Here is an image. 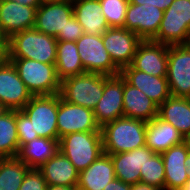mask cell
Segmentation results:
<instances>
[{
	"label": "cell",
	"instance_id": "cell-33",
	"mask_svg": "<svg viewBox=\"0 0 190 190\" xmlns=\"http://www.w3.org/2000/svg\"><path fill=\"white\" fill-rule=\"evenodd\" d=\"M16 126L19 138V148H21L27 142H30L33 139L38 138L33 137L32 123L30 119L21 110H16Z\"/></svg>",
	"mask_w": 190,
	"mask_h": 190
},
{
	"label": "cell",
	"instance_id": "cell-14",
	"mask_svg": "<svg viewBox=\"0 0 190 190\" xmlns=\"http://www.w3.org/2000/svg\"><path fill=\"white\" fill-rule=\"evenodd\" d=\"M164 11L156 6L129 3L127 6L125 25L142 40H153L159 30Z\"/></svg>",
	"mask_w": 190,
	"mask_h": 190
},
{
	"label": "cell",
	"instance_id": "cell-11",
	"mask_svg": "<svg viewBox=\"0 0 190 190\" xmlns=\"http://www.w3.org/2000/svg\"><path fill=\"white\" fill-rule=\"evenodd\" d=\"M103 45L113 63L122 70L130 66L142 39L123 27H110L103 34Z\"/></svg>",
	"mask_w": 190,
	"mask_h": 190
},
{
	"label": "cell",
	"instance_id": "cell-8",
	"mask_svg": "<svg viewBox=\"0 0 190 190\" xmlns=\"http://www.w3.org/2000/svg\"><path fill=\"white\" fill-rule=\"evenodd\" d=\"M78 54L85 72L106 76L119 75L121 70L113 63L103 45L102 35L83 34L76 41Z\"/></svg>",
	"mask_w": 190,
	"mask_h": 190
},
{
	"label": "cell",
	"instance_id": "cell-9",
	"mask_svg": "<svg viewBox=\"0 0 190 190\" xmlns=\"http://www.w3.org/2000/svg\"><path fill=\"white\" fill-rule=\"evenodd\" d=\"M167 81L171 95L190 98V45H168Z\"/></svg>",
	"mask_w": 190,
	"mask_h": 190
},
{
	"label": "cell",
	"instance_id": "cell-43",
	"mask_svg": "<svg viewBox=\"0 0 190 190\" xmlns=\"http://www.w3.org/2000/svg\"><path fill=\"white\" fill-rule=\"evenodd\" d=\"M0 45H7V39L0 30Z\"/></svg>",
	"mask_w": 190,
	"mask_h": 190
},
{
	"label": "cell",
	"instance_id": "cell-25",
	"mask_svg": "<svg viewBox=\"0 0 190 190\" xmlns=\"http://www.w3.org/2000/svg\"><path fill=\"white\" fill-rule=\"evenodd\" d=\"M158 117L172 124L186 139L190 135V98L171 95L159 106Z\"/></svg>",
	"mask_w": 190,
	"mask_h": 190
},
{
	"label": "cell",
	"instance_id": "cell-17",
	"mask_svg": "<svg viewBox=\"0 0 190 190\" xmlns=\"http://www.w3.org/2000/svg\"><path fill=\"white\" fill-rule=\"evenodd\" d=\"M37 8L18 2L0 1V30L6 39L35 26Z\"/></svg>",
	"mask_w": 190,
	"mask_h": 190
},
{
	"label": "cell",
	"instance_id": "cell-31",
	"mask_svg": "<svg viewBox=\"0 0 190 190\" xmlns=\"http://www.w3.org/2000/svg\"><path fill=\"white\" fill-rule=\"evenodd\" d=\"M140 182L164 190L165 170L161 153H155L147 159L143 169L140 170Z\"/></svg>",
	"mask_w": 190,
	"mask_h": 190
},
{
	"label": "cell",
	"instance_id": "cell-6",
	"mask_svg": "<svg viewBox=\"0 0 190 190\" xmlns=\"http://www.w3.org/2000/svg\"><path fill=\"white\" fill-rule=\"evenodd\" d=\"M59 94L32 96L21 109L30 119L33 137L58 139L57 113Z\"/></svg>",
	"mask_w": 190,
	"mask_h": 190
},
{
	"label": "cell",
	"instance_id": "cell-30",
	"mask_svg": "<svg viewBox=\"0 0 190 190\" xmlns=\"http://www.w3.org/2000/svg\"><path fill=\"white\" fill-rule=\"evenodd\" d=\"M29 169L18 157L0 158V190H19Z\"/></svg>",
	"mask_w": 190,
	"mask_h": 190
},
{
	"label": "cell",
	"instance_id": "cell-10",
	"mask_svg": "<svg viewBox=\"0 0 190 190\" xmlns=\"http://www.w3.org/2000/svg\"><path fill=\"white\" fill-rule=\"evenodd\" d=\"M58 140L75 132L101 131L90 108L65 101L59 94L57 113Z\"/></svg>",
	"mask_w": 190,
	"mask_h": 190
},
{
	"label": "cell",
	"instance_id": "cell-32",
	"mask_svg": "<svg viewBox=\"0 0 190 190\" xmlns=\"http://www.w3.org/2000/svg\"><path fill=\"white\" fill-rule=\"evenodd\" d=\"M109 27H124L129 0H99Z\"/></svg>",
	"mask_w": 190,
	"mask_h": 190
},
{
	"label": "cell",
	"instance_id": "cell-34",
	"mask_svg": "<svg viewBox=\"0 0 190 190\" xmlns=\"http://www.w3.org/2000/svg\"><path fill=\"white\" fill-rule=\"evenodd\" d=\"M47 183L39 169L30 168L19 190H45Z\"/></svg>",
	"mask_w": 190,
	"mask_h": 190
},
{
	"label": "cell",
	"instance_id": "cell-13",
	"mask_svg": "<svg viewBox=\"0 0 190 190\" xmlns=\"http://www.w3.org/2000/svg\"><path fill=\"white\" fill-rule=\"evenodd\" d=\"M95 120L100 128L124 116L123 109V77L104 75V91L93 110Z\"/></svg>",
	"mask_w": 190,
	"mask_h": 190
},
{
	"label": "cell",
	"instance_id": "cell-46",
	"mask_svg": "<svg viewBox=\"0 0 190 190\" xmlns=\"http://www.w3.org/2000/svg\"><path fill=\"white\" fill-rule=\"evenodd\" d=\"M41 3H50V2H55V1H61V0H40Z\"/></svg>",
	"mask_w": 190,
	"mask_h": 190
},
{
	"label": "cell",
	"instance_id": "cell-36",
	"mask_svg": "<svg viewBox=\"0 0 190 190\" xmlns=\"http://www.w3.org/2000/svg\"><path fill=\"white\" fill-rule=\"evenodd\" d=\"M174 0H129L131 4L156 6L162 11H165Z\"/></svg>",
	"mask_w": 190,
	"mask_h": 190
},
{
	"label": "cell",
	"instance_id": "cell-44",
	"mask_svg": "<svg viewBox=\"0 0 190 190\" xmlns=\"http://www.w3.org/2000/svg\"><path fill=\"white\" fill-rule=\"evenodd\" d=\"M9 109L0 102V117L5 114Z\"/></svg>",
	"mask_w": 190,
	"mask_h": 190
},
{
	"label": "cell",
	"instance_id": "cell-7",
	"mask_svg": "<svg viewBox=\"0 0 190 190\" xmlns=\"http://www.w3.org/2000/svg\"><path fill=\"white\" fill-rule=\"evenodd\" d=\"M190 35V0H174L164 11L155 42L166 45L188 44Z\"/></svg>",
	"mask_w": 190,
	"mask_h": 190
},
{
	"label": "cell",
	"instance_id": "cell-38",
	"mask_svg": "<svg viewBox=\"0 0 190 190\" xmlns=\"http://www.w3.org/2000/svg\"><path fill=\"white\" fill-rule=\"evenodd\" d=\"M9 2L15 1L28 7L38 8L42 3L40 0H6Z\"/></svg>",
	"mask_w": 190,
	"mask_h": 190
},
{
	"label": "cell",
	"instance_id": "cell-19",
	"mask_svg": "<svg viewBox=\"0 0 190 190\" xmlns=\"http://www.w3.org/2000/svg\"><path fill=\"white\" fill-rule=\"evenodd\" d=\"M120 75L132 86L141 90L149 99L160 106L171 96L167 77H158L134 69L131 65L124 67Z\"/></svg>",
	"mask_w": 190,
	"mask_h": 190
},
{
	"label": "cell",
	"instance_id": "cell-29",
	"mask_svg": "<svg viewBox=\"0 0 190 190\" xmlns=\"http://www.w3.org/2000/svg\"><path fill=\"white\" fill-rule=\"evenodd\" d=\"M19 149L16 110H8L0 117V158L17 157Z\"/></svg>",
	"mask_w": 190,
	"mask_h": 190
},
{
	"label": "cell",
	"instance_id": "cell-20",
	"mask_svg": "<svg viewBox=\"0 0 190 190\" xmlns=\"http://www.w3.org/2000/svg\"><path fill=\"white\" fill-rule=\"evenodd\" d=\"M189 151L190 148L184 141L161 153L165 170L164 190H180L189 180L185 166Z\"/></svg>",
	"mask_w": 190,
	"mask_h": 190
},
{
	"label": "cell",
	"instance_id": "cell-37",
	"mask_svg": "<svg viewBox=\"0 0 190 190\" xmlns=\"http://www.w3.org/2000/svg\"><path fill=\"white\" fill-rule=\"evenodd\" d=\"M132 185L114 178L103 190H131Z\"/></svg>",
	"mask_w": 190,
	"mask_h": 190
},
{
	"label": "cell",
	"instance_id": "cell-45",
	"mask_svg": "<svg viewBox=\"0 0 190 190\" xmlns=\"http://www.w3.org/2000/svg\"><path fill=\"white\" fill-rule=\"evenodd\" d=\"M180 190H190V179L185 183V185Z\"/></svg>",
	"mask_w": 190,
	"mask_h": 190
},
{
	"label": "cell",
	"instance_id": "cell-12",
	"mask_svg": "<svg viewBox=\"0 0 190 190\" xmlns=\"http://www.w3.org/2000/svg\"><path fill=\"white\" fill-rule=\"evenodd\" d=\"M31 98L15 66L5 57L0 62V102L9 110H21Z\"/></svg>",
	"mask_w": 190,
	"mask_h": 190
},
{
	"label": "cell",
	"instance_id": "cell-23",
	"mask_svg": "<svg viewBox=\"0 0 190 190\" xmlns=\"http://www.w3.org/2000/svg\"><path fill=\"white\" fill-rule=\"evenodd\" d=\"M185 141L179 131L158 116L147 122L145 144L155 153H162Z\"/></svg>",
	"mask_w": 190,
	"mask_h": 190
},
{
	"label": "cell",
	"instance_id": "cell-15",
	"mask_svg": "<svg viewBox=\"0 0 190 190\" xmlns=\"http://www.w3.org/2000/svg\"><path fill=\"white\" fill-rule=\"evenodd\" d=\"M134 69L158 77L167 76L168 45L142 40L130 64Z\"/></svg>",
	"mask_w": 190,
	"mask_h": 190
},
{
	"label": "cell",
	"instance_id": "cell-21",
	"mask_svg": "<svg viewBox=\"0 0 190 190\" xmlns=\"http://www.w3.org/2000/svg\"><path fill=\"white\" fill-rule=\"evenodd\" d=\"M115 177L111 156L102 153L88 168L79 172L77 190H103Z\"/></svg>",
	"mask_w": 190,
	"mask_h": 190
},
{
	"label": "cell",
	"instance_id": "cell-22",
	"mask_svg": "<svg viewBox=\"0 0 190 190\" xmlns=\"http://www.w3.org/2000/svg\"><path fill=\"white\" fill-rule=\"evenodd\" d=\"M158 108L159 106L154 101L123 78V109L125 117L149 122L158 116Z\"/></svg>",
	"mask_w": 190,
	"mask_h": 190
},
{
	"label": "cell",
	"instance_id": "cell-42",
	"mask_svg": "<svg viewBox=\"0 0 190 190\" xmlns=\"http://www.w3.org/2000/svg\"><path fill=\"white\" fill-rule=\"evenodd\" d=\"M185 166L187 167V173H188V176H189V179H190V151L186 157V160H185Z\"/></svg>",
	"mask_w": 190,
	"mask_h": 190
},
{
	"label": "cell",
	"instance_id": "cell-47",
	"mask_svg": "<svg viewBox=\"0 0 190 190\" xmlns=\"http://www.w3.org/2000/svg\"><path fill=\"white\" fill-rule=\"evenodd\" d=\"M185 142L188 144V147L190 148V135L185 139Z\"/></svg>",
	"mask_w": 190,
	"mask_h": 190
},
{
	"label": "cell",
	"instance_id": "cell-41",
	"mask_svg": "<svg viewBox=\"0 0 190 190\" xmlns=\"http://www.w3.org/2000/svg\"><path fill=\"white\" fill-rule=\"evenodd\" d=\"M7 45H0V62L6 57Z\"/></svg>",
	"mask_w": 190,
	"mask_h": 190
},
{
	"label": "cell",
	"instance_id": "cell-35",
	"mask_svg": "<svg viewBox=\"0 0 190 190\" xmlns=\"http://www.w3.org/2000/svg\"><path fill=\"white\" fill-rule=\"evenodd\" d=\"M84 34L83 27L78 23L73 15L66 24L64 31H60L56 37L57 41L76 42Z\"/></svg>",
	"mask_w": 190,
	"mask_h": 190
},
{
	"label": "cell",
	"instance_id": "cell-26",
	"mask_svg": "<svg viewBox=\"0 0 190 190\" xmlns=\"http://www.w3.org/2000/svg\"><path fill=\"white\" fill-rule=\"evenodd\" d=\"M38 169L47 185L77 186L78 184L79 172L60 151Z\"/></svg>",
	"mask_w": 190,
	"mask_h": 190
},
{
	"label": "cell",
	"instance_id": "cell-1",
	"mask_svg": "<svg viewBox=\"0 0 190 190\" xmlns=\"http://www.w3.org/2000/svg\"><path fill=\"white\" fill-rule=\"evenodd\" d=\"M147 122L129 117H120L106 123L100 130L103 152L117 154L145 146Z\"/></svg>",
	"mask_w": 190,
	"mask_h": 190
},
{
	"label": "cell",
	"instance_id": "cell-4",
	"mask_svg": "<svg viewBox=\"0 0 190 190\" xmlns=\"http://www.w3.org/2000/svg\"><path fill=\"white\" fill-rule=\"evenodd\" d=\"M59 151L81 172L103 153L101 131L68 134L59 139Z\"/></svg>",
	"mask_w": 190,
	"mask_h": 190
},
{
	"label": "cell",
	"instance_id": "cell-27",
	"mask_svg": "<svg viewBox=\"0 0 190 190\" xmlns=\"http://www.w3.org/2000/svg\"><path fill=\"white\" fill-rule=\"evenodd\" d=\"M59 151V140L38 137L19 149L17 157L29 168L38 169Z\"/></svg>",
	"mask_w": 190,
	"mask_h": 190
},
{
	"label": "cell",
	"instance_id": "cell-24",
	"mask_svg": "<svg viewBox=\"0 0 190 190\" xmlns=\"http://www.w3.org/2000/svg\"><path fill=\"white\" fill-rule=\"evenodd\" d=\"M74 16L84 34L102 35L109 27L99 0H72Z\"/></svg>",
	"mask_w": 190,
	"mask_h": 190
},
{
	"label": "cell",
	"instance_id": "cell-40",
	"mask_svg": "<svg viewBox=\"0 0 190 190\" xmlns=\"http://www.w3.org/2000/svg\"><path fill=\"white\" fill-rule=\"evenodd\" d=\"M77 186L47 185L45 190H77Z\"/></svg>",
	"mask_w": 190,
	"mask_h": 190
},
{
	"label": "cell",
	"instance_id": "cell-5",
	"mask_svg": "<svg viewBox=\"0 0 190 190\" xmlns=\"http://www.w3.org/2000/svg\"><path fill=\"white\" fill-rule=\"evenodd\" d=\"M104 91V75L85 72L61 81L60 96L67 102L94 110Z\"/></svg>",
	"mask_w": 190,
	"mask_h": 190
},
{
	"label": "cell",
	"instance_id": "cell-16",
	"mask_svg": "<svg viewBox=\"0 0 190 190\" xmlns=\"http://www.w3.org/2000/svg\"><path fill=\"white\" fill-rule=\"evenodd\" d=\"M74 15L72 0L42 3L36 12L34 28L41 33L57 37L64 31L67 21Z\"/></svg>",
	"mask_w": 190,
	"mask_h": 190
},
{
	"label": "cell",
	"instance_id": "cell-39",
	"mask_svg": "<svg viewBox=\"0 0 190 190\" xmlns=\"http://www.w3.org/2000/svg\"><path fill=\"white\" fill-rule=\"evenodd\" d=\"M131 190H160V189H158L155 186L139 182V183L132 185Z\"/></svg>",
	"mask_w": 190,
	"mask_h": 190
},
{
	"label": "cell",
	"instance_id": "cell-3",
	"mask_svg": "<svg viewBox=\"0 0 190 190\" xmlns=\"http://www.w3.org/2000/svg\"><path fill=\"white\" fill-rule=\"evenodd\" d=\"M15 66L20 79L32 96L59 94L61 80L55 64L38 62L26 58H7Z\"/></svg>",
	"mask_w": 190,
	"mask_h": 190
},
{
	"label": "cell",
	"instance_id": "cell-18",
	"mask_svg": "<svg viewBox=\"0 0 190 190\" xmlns=\"http://www.w3.org/2000/svg\"><path fill=\"white\" fill-rule=\"evenodd\" d=\"M154 154L155 152L146 145L129 152L109 154L114 165L115 177L131 185L139 183L140 170Z\"/></svg>",
	"mask_w": 190,
	"mask_h": 190
},
{
	"label": "cell",
	"instance_id": "cell-2",
	"mask_svg": "<svg viewBox=\"0 0 190 190\" xmlns=\"http://www.w3.org/2000/svg\"><path fill=\"white\" fill-rule=\"evenodd\" d=\"M56 51V37L32 28L17 32L7 39L6 58H26L42 63L55 64Z\"/></svg>",
	"mask_w": 190,
	"mask_h": 190
},
{
	"label": "cell",
	"instance_id": "cell-28",
	"mask_svg": "<svg viewBox=\"0 0 190 190\" xmlns=\"http://www.w3.org/2000/svg\"><path fill=\"white\" fill-rule=\"evenodd\" d=\"M57 76L62 81L70 76L85 73V69L80 60L76 42L57 41Z\"/></svg>",
	"mask_w": 190,
	"mask_h": 190
}]
</instances>
